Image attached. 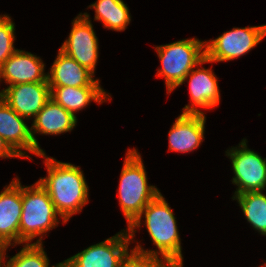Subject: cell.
Returning a JSON list of instances; mask_svg holds the SVG:
<instances>
[{
  "instance_id": "cell-9",
  "label": "cell",
  "mask_w": 266,
  "mask_h": 267,
  "mask_svg": "<svg viewBox=\"0 0 266 267\" xmlns=\"http://www.w3.org/2000/svg\"><path fill=\"white\" fill-rule=\"evenodd\" d=\"M98 38L88 13H79L72 21L68 39L60 50L95 74L99 57Z\"/></svg>"
},
{
  "instance_id": "cell-20",
  "label": "cell",
  "mask_w": 266,
  "mask_h": 267,
  "mask_svg": "<svg viewBox=\"0 0 266 267\" xmlns=\"http://www.w3.org/2000/svg\"><path fill=\"white\" fill-rule=\"evenodd\" d=\"M249 224L261 235L266 236V195L262 191L233 195Z\"/></svg>"
},
{
  "instance_id": "cell-21",
  "label": "cell",
  "mask_w": 266,
  "mask_h": 267,
  "mask_svg": "<svg viewBox=\"0 0 266 267\" xmlns=\"http://www.w3.org/2000/svg\"><path fill=\"white\" fill-rule=\"evenodd\" d=\"M8 257L5 253L4 267H62V262L49 265L50 260L44 251L43 244L39 243L24 244V247L15 256L7 260Z\"/></svg>"
},
{
  "instance_id": "cell-14",
  "label": "cell",
  "mask_w": 266,
  "mask_h": 267,
  "mask_svg": "<svg viewBox=\"0 0 266 267\" xmlns=\"http://www.w3.org/2000/svg\"><path fill=\"white\" fill-rule=\"evenodd\" d=\"M45 64L40 57L17 49L1 66L0 82L18 85L24 83L47 82ZM2 79V80H1Z\"/></svg>"
},
{
  "instance_id": "cell-25",
  "label": "cell",
  "mask_w": 266,
  "mask_h": 267,
  "mask_svg": "<svg viewBox=\"0 0 266 267\" xmlns=\"http://www.w3.org/2000/svg\"><path fill=\"white\" fill-rule=\"evenodd\" d=\"M10 246H5L4 244L0 243V267H4V255L7 249Z\"/></svg>"
},
{
  "instance_id": "cell-2",
  "label": "cell",
  "mask_w": 266,
  "mask_h": 267,
  "mask_svg": "<svg viewBox=\"0 0 266 267\" xmlns=\"http://www.w3.org/2000/svg\"><path fill=\"white\" fill-rule=\"evenodd\" d=\"M39 157L45 158L43 163L48 175L41 177L38 182L48 192L57 212L67 222L89 202V189L83 171L79 166L48 157L45 152Z\"/></svg>"
},
{
  "instance_id": "cell-7",
  "label": "cell",
  "mask_w": 266,
  "mask_h": 267,
  "mask_svg": "<svg viewBox=\"0 0 266 267\" xmlns=\"http://www.w3.org/2000/svg\"><path fill=\"white\" fill-rule=\"evenodd\" d=\"M266 36V24L233 28L216 39L205 41V58L212 62H226L247 54Z\"/></svg>"
},
{
  "instance_id": "cell-18",
  "label": "cell",
  "mask_w": 266,
  "mask_h": 267,
  "mask_svg": "<svg viewBox=\"0 0 266 267\" xmlns=\"http://www.w3.org/2000/svg\"><path fill=\"white\" fill-rule=\"evenodd\" d=\"M51 99L63 106L74 116L75 113L87 107L90 102L98 104L111 101V95L106 93L101 86H50Z\"/></svg>"
},
{
  "instance_id": "cell-8",
  "label": "cell",
  "mask_w": 266,
  "mask_h": 267,
  "mask_svg": "<svg viewBox=\"0 0 266 267\" xmlns=\"http://www.w3.org/2000/svg\"><path fill=\"white\" fill-rule=\"evenodd\" d=\"M130 237L123 229L106 240L91 245L62 262V267H119L129 252Z\"/></svg>"
},
{
  "instance_id": "cell-5",
  "label": "cell",
  "mask_w": 266,
  "mask_h": 267,
  "mask_svg": "<svg viewBox=\"0 0 266 267\" xmlns=\"http://www.w3.org/2000/svg\"><path fill=\"white\" fill-rule=\"evenodd\" d=\"M160 59L156 77L165 79L167 94L182 85L186 75L205 58V40L182 39L155 46Z\"/></svg>"
},
{
  "instance_id": "cell-11",
  "label": "cell",
  "mask_w": 266,
  "mask_h": 267,
  "mask_svg": "<svg viewBox=\"0 0 266 267\" xmlns=\"http://www.w3.org/2000/svg\"><path fill=\"white\" fill-rule=\"evenodd\" d=\"M1 97L19 115L33 119L50 100L48 82L10 85L1 90Z\"/></svg>"
},
{
  "instance_id": "cell-19",
  "label": "cell",
  "mask_w": 266,
  "mask_h": 267,
  "mask_svg": "<svg viewBox=\"0 0 266 267\" xmlns=\"http://www.w3.org/2000/svg\"><path fill=\"white\" fill-rule=\"evenodd\" d=\"M88 8L95 10L94 20L101 21L104 28L121 32L130 24V11L123 0H97Z\"/></svg>"
},
{
  "instance_id": "cell-23",
  "label": "cell",
  "mask_w": 266,
  "mask_h": 267,
  "mask_svg": "<svg viewBox=\"0 0 266 267\" xmlns=\"http://www.w3.org/2000/svg\"><path fill=\"white\" fill-rule=\"evenodd\" d=\"M119 267H170L163 259L131 249L120 262Z\"/></svg>"
},
{
  "instance_id": "cell-22",
  "label": "cell",
  "mask_w": 266,
  "mask_h": 267,
  "mask_svg": "<svg viewBox=\"0 0 266 267\" xmlns=\"http://www.w3.org/2000/svg\"><path fill=\"white\" fill-rule=\"evenodd\" d=\"M15 23L9 15H0V66L17 50L14 48Z\"/></svg>"
},
{
  "instance_id": "cell-4",
  "label": "cell",
  "mask_w": 266,
  "mask_h": 267,
  "mask_svg": "<svg viewBox=\"0 0 266 267\" xmlns=\"http://www.w3.org/2000/svg\"><path fill=\"white\" fill-rule=\"evenodd\" d=\"M58 216L65 224L66 221L57 212L48 192L35 182L30 186H22V214L19 224V244H42L43 235L54 229L60 223Z\"/></svg>"
},
{
  "instance_id": "cell-24",
  "label": "cell",
  "mask_w": 266,
  "mask_h": 267,
  "mask_svg": "<svg viewBox=\"0 0 266 267\" xmlns=\"http://www.w3.org/2000/svg\"><path fill=\"white\" fill-rule=\"evenodd\" d=\"M0 158H21L0 136Z\"/></svg>"
},
{
  "instance_id": "cell-3",
  "label": "cell",
  "mask_w": 266,
  "mask_h": 267,
  "mask_svg": "<svg viewBox=\"0 0 266 267\" xmlns=\"http://www.w3.org/2000/svg\"><path fill=\"white\" fill-rule=\"evenodd\" d=\"M119 180L117 195L128 227L160 190L148 184L142 156L135 148L127 150Z\"/></svg>"
},
{
  "instance_id": "cell-15",
  "label": "cell",
  "mask_w": 266,
  "mask_h": 267,
  "mask_svg": "<svg viewBox=\"0 0 266 267\" xmlns=\"http://www.w3.org/2000/svg\"><path fill=\"white\" fill-rule=\"evenodd\" d=\"M205 122V114L179 115L168 133V151L188 153L200 147L205 138Z\"/></svg>"
},
{
  "instance_id": "cell-6",
  "label": "cell",
  "mask_w": 266,
  "mask_h": 267,
  "mask_svg": "<svg viewBox=\"0 0 266 267\" xmlns=\"http://www.w3.org/2000/svg\"><path fill=\"white\" fill-rule=\"evenodd\" d=\"M247 147V139L243 138L237 147L225 152L235 174L232 183L238 186L234 195L266 189V158Z\"/></svg>"
},
{
  "instance_id": "cell-13",
  "label": "cell",
  "mask_w": 266,
  "mask_h": 267,
  "mask_svg": "<svg viewBox=\"0 0 266 267\" xmlns=\"http://www.w3.org/2000/svg\"><path fill=\"white\" fill-rule=\"evenodd\" d=\"M4 187L0 192V243L7 247L19 244L22 185L17 177Z\"/></svg>"
},
{
  "instance_id": "cell-12",
  "label": "cell",
  "mask_w": 266,
  "mask_h": 267,
  "mask_svg": "<svg viewBox=\"0 0 266 267\" xmlns=\"http://www.w3.org/2000/svg\"><path fill=\"white\" fill-rule=\"evenodd\" d=\"M25 119L0 97V136L22 159L32 160L28 152L36 156L41 152L34 146L31 128L26 124Z\"/></svg>"
},
{
  "instance_id": "cell-10",
  "label": "cell",
  "mask_w": 266,
  "mask_h": 267,
  "mask_svg": "<svg viewBox=\"0 0 266 267\" xmlns=\"http://www.w3.org/2000/svg\"><path fill=\"white\" fill-rule=\"evenodd\" d=\"M205 63H209V60L206 58L197 64V66L186 75L182 82L183 84L186 80H189V94L191 98L190 104L183 107L182 113L204 114L201 108L211 110L220 103L221 96L217 81L218 78L212 71V68H200L199 65Z\"/></svg>"
},
{
  "instance_id": "cell-16",
  "label": "cell",
  "mask_w": 266,
  "mask_h": 267,
  "mask_svg": "<svg viewBox=\"0 0 266 267\" xmlns=\"http://www.w3.org/2000/svg\"><path fill=\"white\" fill-rule=\"evenodd\" d=\"M77 124V117L68 112L63 106L54 102L51 98L45 106L33 118L31 135L34 146L41 152L39 142L35 134L59 135L71 132Z\"/></svg>"
},
{
  "instance_id": "cell-17",
  "label": "cell",
  "mask_w": 266,
  "mask_h": 267,
  "mask_svg": "<svg viewBox=\"0 0 266 267\" xmlns=\"http://www.w3.org/2000/svg\"><path fill=\"white\" fill-rule=\"evenodd\" d=\"M94 73L80 65L60 49L50 72H47L49 86H100V80L94 79Z\"/></svg>"
},
{
  "instance_id": "cell-1",
  "label": "cell",
  "mask_w": 266,
  "mask_h": 267,
  "mask_svg": "<svg viewBox=\"0 0 266 267\" xmlns=\"http://www.w3.org/2000/svg\"><path fill=\"white\" fill-rule=\"evenodd\" d=\"M144 225L158 250H144L137 242L134 250L165 260L170 266H183L181 238L178 231L176 217L173 210L161 192L149 202L138 217L127 227L130 241H134L137 228Z\"/></svg>"
}]
</instances>
